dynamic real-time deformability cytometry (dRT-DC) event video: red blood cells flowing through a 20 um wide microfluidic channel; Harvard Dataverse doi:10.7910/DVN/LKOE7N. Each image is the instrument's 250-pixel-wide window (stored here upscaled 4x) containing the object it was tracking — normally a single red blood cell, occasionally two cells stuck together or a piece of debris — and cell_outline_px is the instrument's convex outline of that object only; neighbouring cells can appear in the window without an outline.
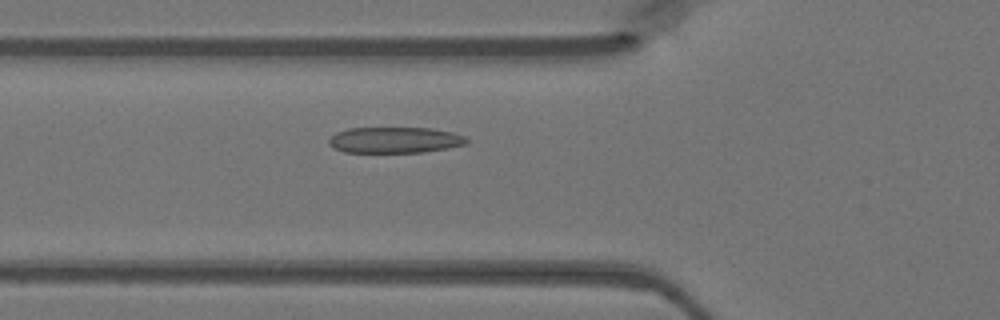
{"species": "Egyptian fruit bat (a non-hibernating species)", "species_latin": "Rousettus aegyptiacus", "temperature_condition": "warm", "stored_images_in_passage": 42, "camera_frame_rate_fps": 3000, "um_per_image_px": 0.085, "animal": {"sex": "female"}, "frame": {"image": 1, "passage_image": 11, "time_ms": 3.333, "image_size_px": [1000, 320], "cell_outline_px": [[468, 144], [448, 148], [424, 152], [344, 152], [328, 144], [328, 140], [336, 132], [348, 128], [432, 128], [452, 132], [468, 136]], "centroid_in_image_um": [33.61, 11.9], "position_along_channel_um": 92.2, "area_um2": 20.98}}
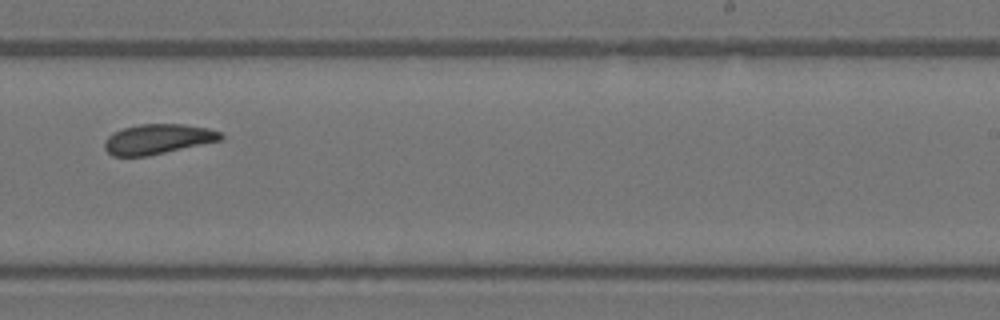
{"frame": {"image": 2, "passage_image": 24, "time_ms": 7.667, "image_size_px": [1000, 320], "cell_outline_px": [[224, 140], [148, 156], [112, 156], [104, 148], [104, 144], [108, 136], [112, 132], [124, 128], [140, 124], [184, 124], [208, 128], [220, 132], [224, 136]], "centroid_in_image_um": [13.44, 11.82], "position_along_channel_um": 275.6, "area_um2": 20.46}}
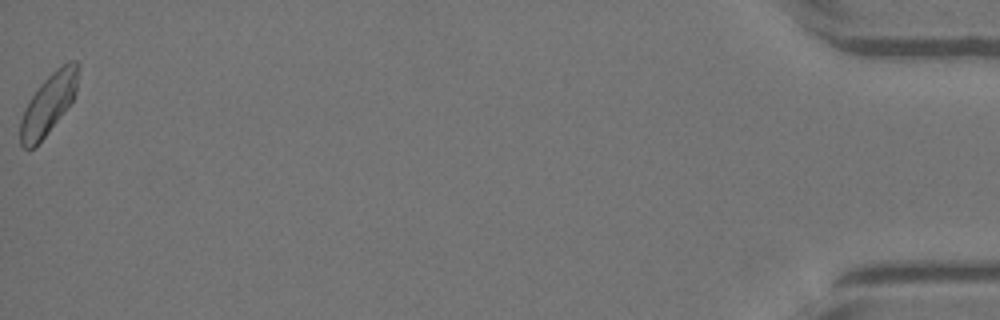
{"frame": {"image": 3, "passage_image": 42, "time_ms": 13.667, "image_size_px": [1000, 320], "cell_outline_px": [[80, 68], [76, 92], [72, 100], [64, 112], [48, 132], [32, 148], [24, 148], [20, 144], [20, 120], [24, 108], [40, 84], [56, 68], [68, 60], [76, 60], [80, 64]], "centroid_in_image_um": [4.15, 8.77], "position_along_channel_um": 431.1, "area_um2": 20.29}}